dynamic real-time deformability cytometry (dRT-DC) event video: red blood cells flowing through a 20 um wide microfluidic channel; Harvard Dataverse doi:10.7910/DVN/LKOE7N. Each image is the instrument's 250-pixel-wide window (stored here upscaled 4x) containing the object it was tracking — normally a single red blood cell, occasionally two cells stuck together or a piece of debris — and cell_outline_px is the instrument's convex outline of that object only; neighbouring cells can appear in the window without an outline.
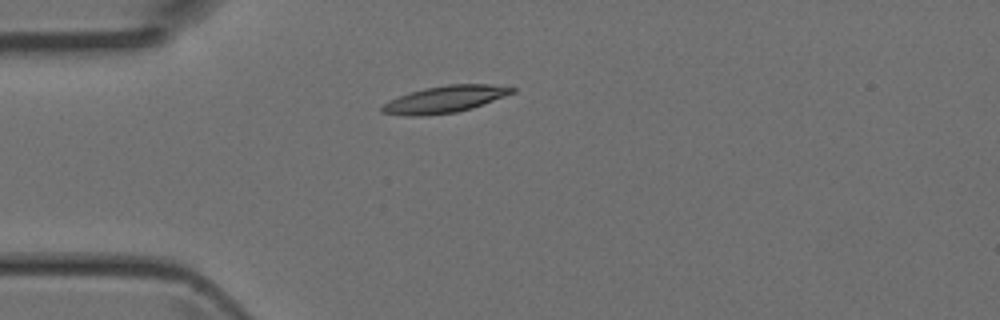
{"species": "Egyptian fruit bat (a non-hibernating species)", "species_latin": "Rousettus aegyptiacus", "temperature_condition": "room temperature", "stored_images_in_passage": 3, "camera_frame_rate_fps": 3000, "um_per_image_px": 0.085, "animal": {"sex": "female"}, "frame": {"image": 1, "passage_image": 3, "time_ms": 0.667, "image_size_px": [1000, 320], "cell_outline_px": [[516, 92], [472, 108], [456, 112], [424, 116], [404, 116], [380, 112], [380, 108], [388, 100], [424, 88], [448, 84], [488, 84], [516, 88]], "centroid_in_image_um": [37.8, 8.44], "position_along_channel_um": 47.2, "area_um2": 20.35}}